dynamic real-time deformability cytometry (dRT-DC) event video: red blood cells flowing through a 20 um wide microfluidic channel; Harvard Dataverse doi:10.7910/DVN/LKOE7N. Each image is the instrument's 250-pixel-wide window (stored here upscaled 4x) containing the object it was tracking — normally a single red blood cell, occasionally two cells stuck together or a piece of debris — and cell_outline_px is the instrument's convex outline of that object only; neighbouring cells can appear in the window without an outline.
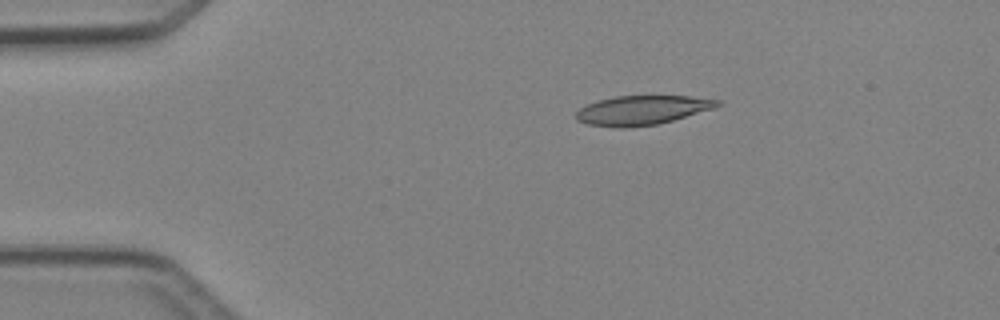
{"species": "Egyptian fruit bat (a non-hibernating species)", "species_latin": "Rousettus aegyptiacus", "temperature_condition": "cold", "stored_images_in_passage": 4, "camera_frame_rate_fps": 3000, "um_per_image_px": 0.085, "animal": {"sex": "female"}, "frame": {"image": 1, "passage_image": 1, "time_ms": 0.0, "image_size_px": [1000, 320], "cell_outline_px": [[724, 104], [716, 108], [672, 120], [656, 124], [624, 128], [620, 128], [588, 124], [576, 120], [576, 112], [580, 108], [596, 100], [616, 96], [688, 96], [720, 100]], "centroid_in_image_um": [54.59, 9.36], "position_along_channel_um": 30.4, "area_um2": 24.1}}
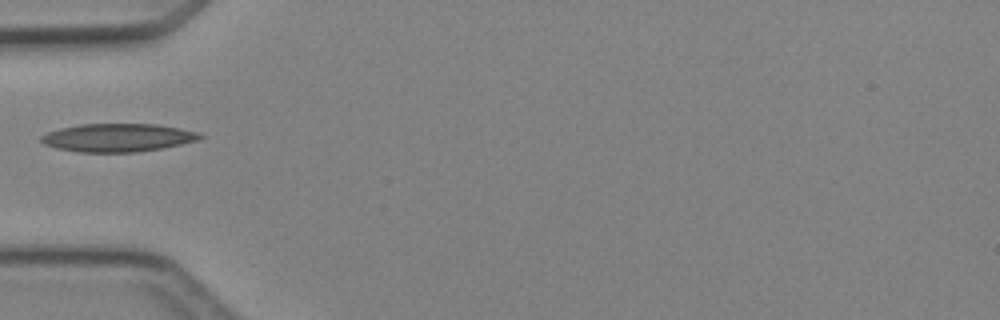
{"frame": {"image": 2, "passage_image": 3, "time_ms": 2.333, "image_size_px": [1000, 320], "cell_outline_px": [[204, 136], [200, 140], [160, 148], [136, 152], [80, 152], [56, 148], [44, 144], [40, 140], [40, 136], [48, 132], [60, 128], [80, 124], [156, 124], [180, 128], [200, 132]], "centroid_in_image_um": [10.02, 11.69], "position_along_channel_um": 75.0, "area_um2": 26.07}}
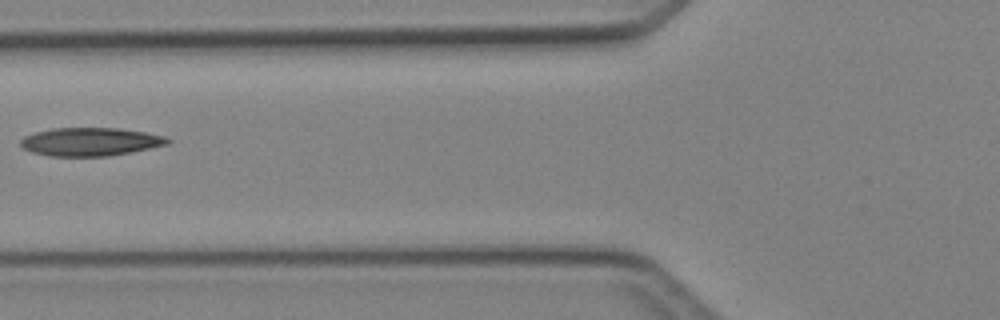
{"frame": {"image": 3, "passage_image": 4, "time_ms": 3.333, "image_size_px": [1000, 320], "cell_outline_px": [[172, 140], [168, 144], [108, 156], [52, 156], [32, 152], [24, 148], [20, 144], [20, 140], [24, 136], [36, 132], [52, 128], [120, 128], [144, 132], [164, 136]], "centroid_in_image_um": [7.66, 12.04], "position_along_channel_um": 118.1, "area_um2": 23.99}}